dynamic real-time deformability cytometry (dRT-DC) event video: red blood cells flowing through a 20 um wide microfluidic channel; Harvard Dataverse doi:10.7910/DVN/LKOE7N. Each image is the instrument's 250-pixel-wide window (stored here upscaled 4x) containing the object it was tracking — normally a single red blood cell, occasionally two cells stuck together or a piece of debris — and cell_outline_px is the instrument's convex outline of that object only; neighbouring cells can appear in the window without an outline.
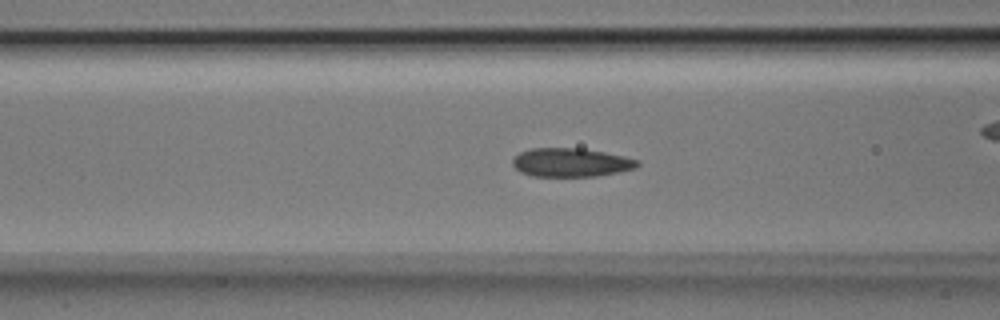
{"species": "Egyptian fruit bat (a non-hibernating species)", "species_latin": "Rousettus aegyptiacus", "temperature_condition": "room temperature", "stored_images_in_passage": 48, "camera_frame_rate_fps": 3000, "um_per_image_px": 0.085, "animal": {"sex": "male"}, "frame": {"image": 1, "passage_image": 16, "time_ms": 5.0, "image_size_px": [1000, 320], "cell_outline_px": [[640, 164], [636, 168], [596, 176], [532, 176], [520, 172], [512, 164], [512, 160], [520, 152], [532, 148], [580, 148], [604, 152], [624, 156], [640, 160]], "centroid_in_image_um": [48.54, 13.8], "position_along_channel_um": 118.1, "area_um2": 20.81}}
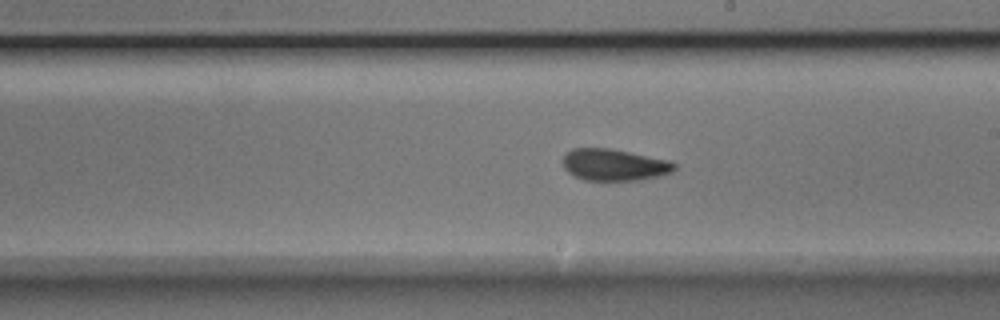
{"frame": {"image": 2, "passage_image": 25, "time_ms": 8.0, "image_size_px": [1000, 320], "cell_outline_px": [[676, 168], [672, 172], [660, 176], [640, 180], [584, 180], [568, 172], [564, 168], [564, 156], [572, 148], [612, 148], [668, 160], [676, 164]], "centroid_in_image_um": [52.23, 14.01], "position_along_channel_um": 236.8, "area_um2": 20.58}}
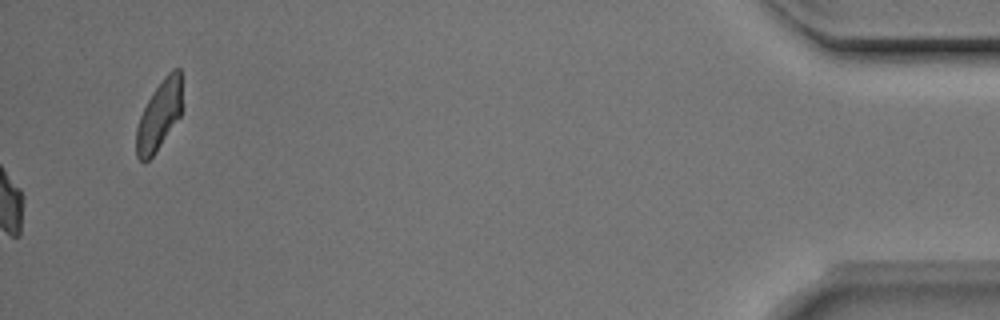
{"frame": {"image": 3, "passage_image": 48, "time_ms": 15.667, "image_size_px": [1000, 320], "cell_outline_px": [[180, 116], [156, 152], [144, 164], [136, 156], [136, 128], [140, 116], [152, 92], [164, 76], [172, 68], [180, 68]], "centroid_in_image_um": [13.49, 9.83], "position_along_channel_um": 421.7, "area_um2": 18.26}, "authors_computed_cell_mechanics": {"area_um2": 20.6924, "velocity_mm_per_s": 3.9639, "shape_relaxation_time_tau1_ms": 7.0042, "shape_relaxation_time_tau2_ms": 1.3792, "deformation_change_tau1": 0.1497, "deformation_change_tau2": 0.0523}}